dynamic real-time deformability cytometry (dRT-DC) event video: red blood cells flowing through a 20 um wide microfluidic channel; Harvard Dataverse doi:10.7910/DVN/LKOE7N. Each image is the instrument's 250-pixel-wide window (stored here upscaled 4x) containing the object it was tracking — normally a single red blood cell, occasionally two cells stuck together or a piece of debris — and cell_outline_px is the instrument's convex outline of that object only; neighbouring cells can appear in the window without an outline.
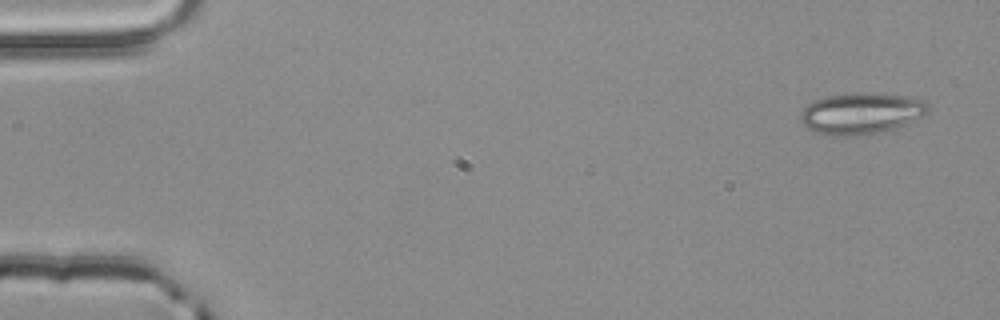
{"species": "common noctule bat (a hibernating species)", "species_latin": "Nyctalus noctula", "temperature_condition": "room temperature", "stored_images_in_passage": 4, "segment_of_instrument_passage": [2, 2], "camera_frame_rate_fps": 3000, "um_per_image_px": 0.085, "animal": {"sex": "male", "body_mass_g": 20.4}, "frame": {"image": 1, "passage_image": 4, "time_ms": 1.0, "image_size_px": [1000, 320], "cell_outline_px": [[932, 108], [928, 112], [904, 124], [892, 128], [876, 132], [856, 136], [832, 136], [816, 132], [808, 128], [800, 120], [800, 112], [812, 100], [828, 96], [856, 92], [904, 96], [924, 100]], "centroid_in_image_um": [73.16, 9.63], "position_along_channel_um": 11.8, "area_um2": 30.4}}